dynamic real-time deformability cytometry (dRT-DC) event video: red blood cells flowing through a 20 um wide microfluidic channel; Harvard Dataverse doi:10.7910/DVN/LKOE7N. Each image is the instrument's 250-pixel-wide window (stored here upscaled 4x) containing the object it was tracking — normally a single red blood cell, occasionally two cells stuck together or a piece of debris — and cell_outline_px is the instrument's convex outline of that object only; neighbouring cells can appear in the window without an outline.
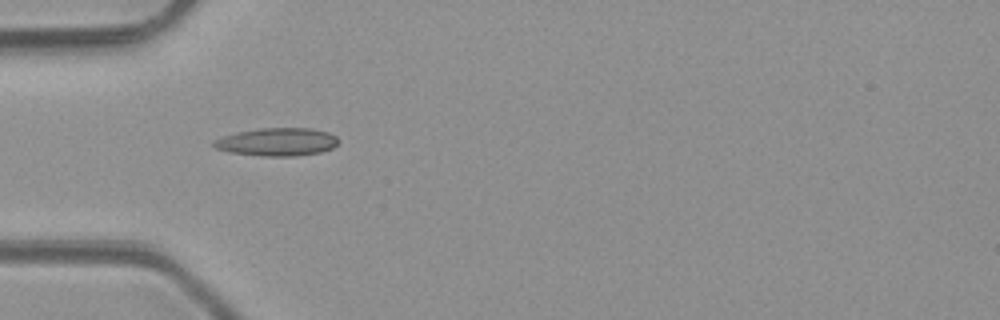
{"species": "common noctule bat (a hibernating species)", "species_latin": "Nyctalus noctula", "temperature_condition": "room temperature", "stored_images_in_passage": 6, "camera_frame_rate_fps": 3000, "um_per_image_px": 0.085, "animal": {"sex": "male", "body_mass_g": 23.1, "forearm_length_mm": 52.7}, "frame": {"image": 1, "passage_image": 4, "time_ms": 4.333, "image_size_px": [1000, 320], "cell_outline_px": [[336, 144], [332, 148], [320, 152], [296, 156], [264, 156], [228, 152], [216, 148], [212, 144], [212, 140], [236, 132], [260, 128], [312, 128], [328, 132], [336, 136]], "centroid_in_image_um": [23.52, 12.06], "position_along_channel_um": 61.5, "area_um2": 20.29}}
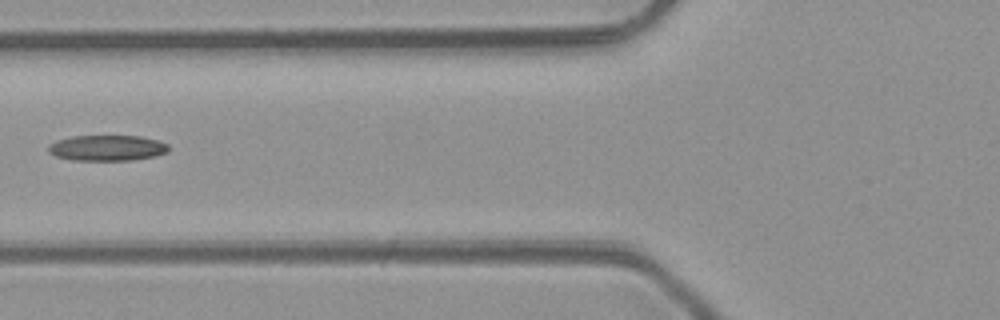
{"frame": {"image": 2, "passage_image": 5, "time_ms": 5.667, "image_size_px": [1000, 320], "cell_outline_px": [[168, 152], [156, 156], [132, 160], [72, 160], [56, 156], [48, 152], [48, 144], [56, 140], [72, 136], [140, 136], [156, 140], [168, 144]], "centroid_in_image_um": [9.09, 12.57], "position_along_channel_um": 116.7, "area_um2": 18.03}}
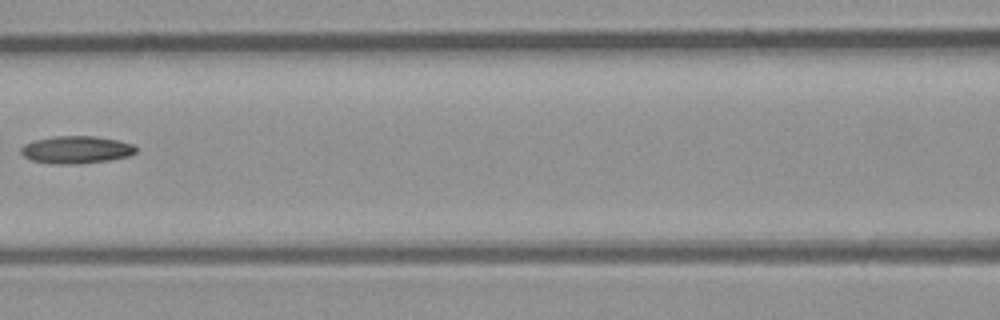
{"frame": {"image": 3, "passage_image": 6, "time_ms": 6.667, "image_size_px": [1000, 320], "cell_outline_px": [[136, 152], [128, 156], [108, 160], [76, 164], [60, 164], [32, 160], [24, 156], [20, 152], [20, 148], [24, 144], [36, 140], [52, 136], [96, 136], [120, 140], [132, 144], [136, 148]], "centroid_in_image_um": [6.49, 12.71], "position_along_channel_um": 160.1, "area_um2": 18.32}}